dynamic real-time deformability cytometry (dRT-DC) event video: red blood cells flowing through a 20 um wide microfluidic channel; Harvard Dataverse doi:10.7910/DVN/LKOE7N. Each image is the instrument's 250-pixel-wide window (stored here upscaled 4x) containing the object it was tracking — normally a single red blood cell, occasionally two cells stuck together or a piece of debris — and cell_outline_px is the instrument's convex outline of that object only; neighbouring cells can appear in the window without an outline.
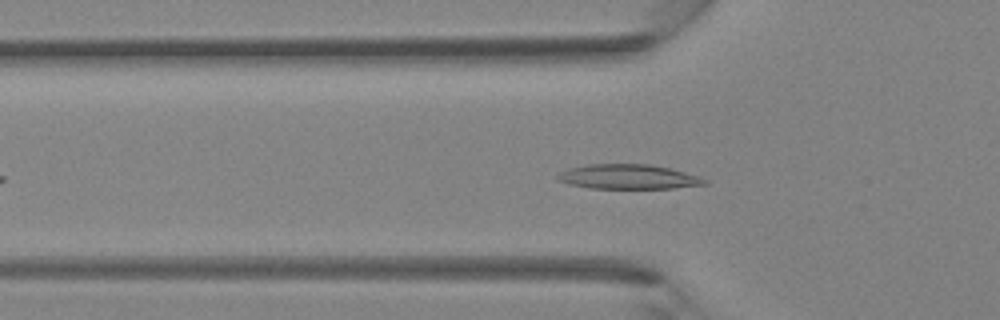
{"species": "Egyptian fruit bat (a non-hibernating species)", "species_latin": "Rousettus aegyptiacus", "temperature_condition": "room temperature", "stored_images_in_passage": 31, "camera_frame_rate_fps": 3000, "um_per_image_px": 0.085, "animal": {"sex": "female"}, "frame": {"image": 1, "passage_image": 8, "time_ms": 2.333, "image_size_px": [1000, 320], "cell_outline_px": [[708, 184], [672, 188], [592, 188], [568, 184], [556, 180], [556, 176], [560, 172], [568, 168], [588, 164], [648, 164], [672, 168], [700, 176], [708, 180]], "centroid_in_image_um": [53.42, 15.02], "position_along_channel_um": 72.4, "area_um2": 21.27}}
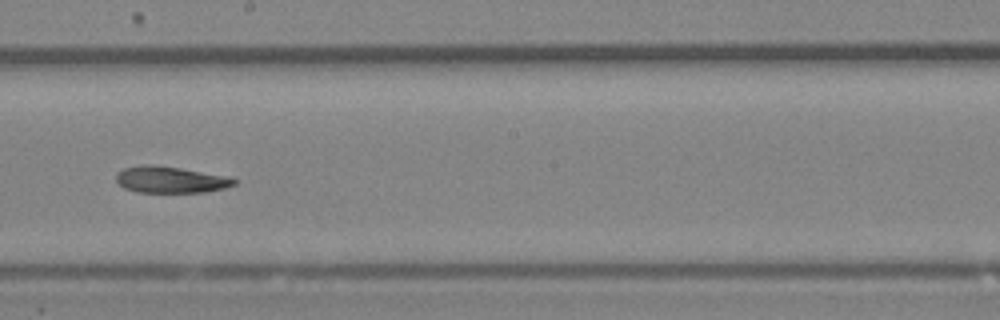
{"frame": {"image": 2, "passage_image": 18, "time_ms": 5.667, "image_size_px": [1000, 320], "cell_outline_px": [[236, 184], [224, 188], [204, 192], [136, 192], [124, 188], [116, 180], [116, 172], [124, 168], [140, 164], [152, 164], [180, 168], [224, 176], [236, 180]], "centroid_in_image_um": [14.42, 15.27], "position_along_channel_um": 233.8, "area_um2": 18.09}}
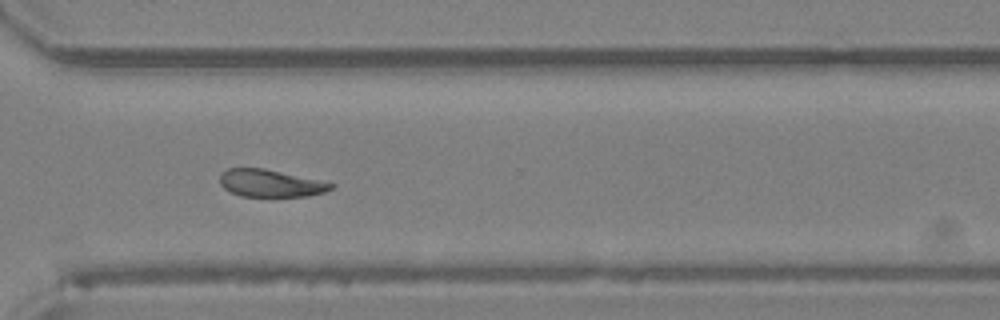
{"frame": {"image": 3, "passage_image": 25, "time_ms": 8.0, "image_size_px": [1000, 320], "cell_outline_px": [[336, 184], [332, 188], [324, 192], [308, 196], [240, 196], [224, 188], [220, 184], [220, 172], [228, 168], [264, 168]], "centroid_in_image_um": [22.96, 15.57], "position_along_channel_um": 347.6, "area_um2": 17.57}}